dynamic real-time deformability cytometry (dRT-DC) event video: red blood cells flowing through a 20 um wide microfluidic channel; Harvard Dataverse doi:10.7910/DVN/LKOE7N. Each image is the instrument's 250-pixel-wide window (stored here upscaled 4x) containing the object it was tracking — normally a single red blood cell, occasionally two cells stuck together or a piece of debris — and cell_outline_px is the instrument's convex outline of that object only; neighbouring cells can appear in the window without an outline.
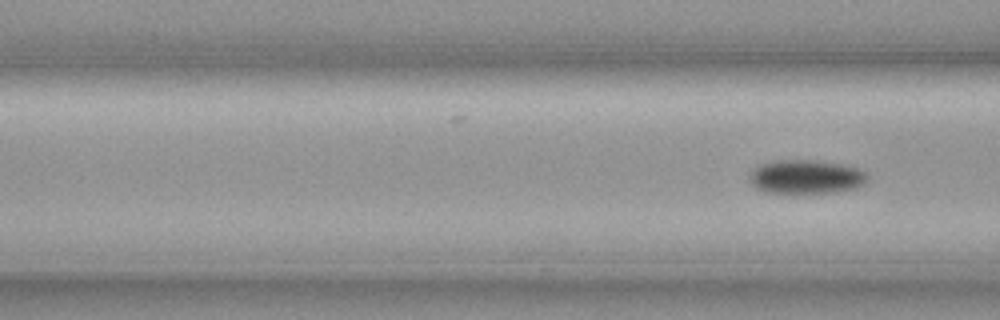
{"species": "common noctule bat (a hibernating species)", "species_latin": "Nyctalus noctula", "temperature_condition": "cold", "stored_images_in_passage": 6, "camera_frame_rate_fps": 3000, "um_per_image_px": 0.085, "animal": {"sex": "female", "body_mass_g": 19.3, "forearm_length_mm": 54.1}, "frame": {"image": 1, "passage_image": 6, "time_ms": 1.667, "image_size_px": [1000, 320], "cell_outline_px": [[868, 176], [864, 184], [856, 188], [840, 192], [808, 196], [788, 196], [764, 192], [756, 188], [748, 180], [748, 176], [752, 168], [756, 164], [772, 160], [816, 160], [848, 164], [864, 172]], "centroid_in_image_um": [68.45, 15.08], "position_along_channel_um": 98.2, "area_um2": 25.09}}